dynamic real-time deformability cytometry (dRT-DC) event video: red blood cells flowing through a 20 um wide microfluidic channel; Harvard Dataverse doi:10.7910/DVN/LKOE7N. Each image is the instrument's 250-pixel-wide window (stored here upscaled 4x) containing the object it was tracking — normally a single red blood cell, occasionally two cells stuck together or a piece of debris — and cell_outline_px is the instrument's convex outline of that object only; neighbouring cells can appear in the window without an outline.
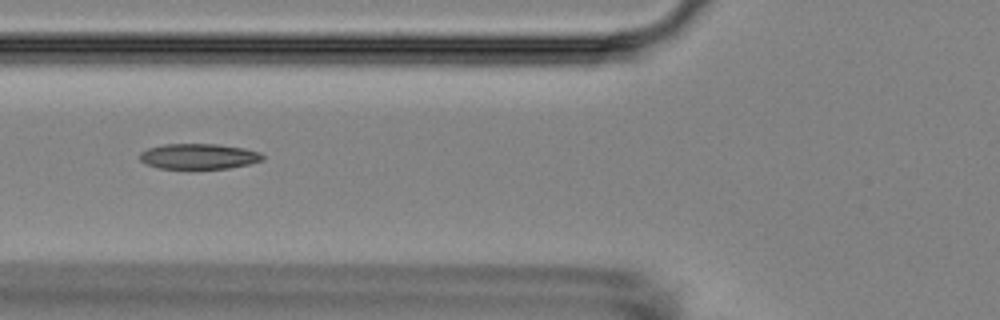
{"species": "Egyptian fruit bat (a non-hibernating species)", "species_latin": "Rousettus aegyptiacus", "temperature_condition": "room temperature", "stored_images_in_passage": 8, "camera_frame_rate_fps": 3000, "um_per_image_px": 0.085, "animal": {"sex": "female"}, "frame": {"image": 1, "passage_image": 6, "time_ms": 7.0, "image_size_px": [1000, 320], "cell_outline_px": [[264, 160], [248, 164], [228, 168], [156, 168], [140, 160], [140, 152], [148, 148], [164, 144], [216, 144], [244, 148], [260, 152], [264, 156]], "centroid_in_image_um": [16.9, 13.28], "position_along_channel_um": 108.9, "area_um2": 18.09}}
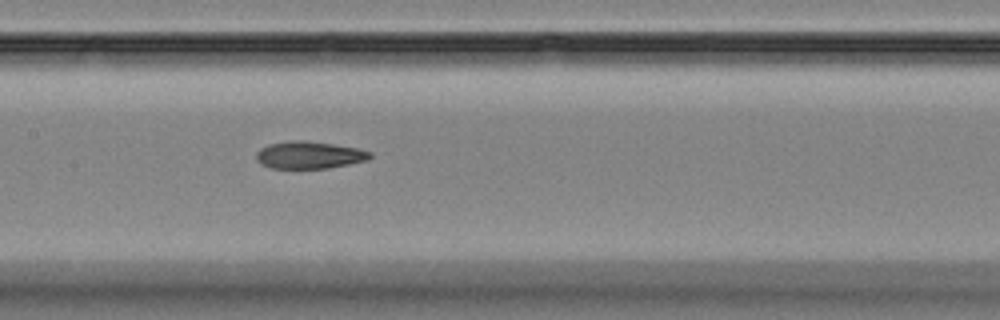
{"frame": {"image": 2, "passage_image": 8, "time_ms": 9.0, "image_size_px": [1000, 320], "cell_outline_px": [[372, 156], [368, 160], [328, 168], [272, 168], [260, 164], [256, 160], [256, 152], [260, 148], [268, 144], [292, 140], [300, 140], [332, 144], [356, 148], [372, 152]], "centroid_in_image_um": [26.25, 13.18], "position_along_channel_um": 181.1, "area_um2": 18.03}}